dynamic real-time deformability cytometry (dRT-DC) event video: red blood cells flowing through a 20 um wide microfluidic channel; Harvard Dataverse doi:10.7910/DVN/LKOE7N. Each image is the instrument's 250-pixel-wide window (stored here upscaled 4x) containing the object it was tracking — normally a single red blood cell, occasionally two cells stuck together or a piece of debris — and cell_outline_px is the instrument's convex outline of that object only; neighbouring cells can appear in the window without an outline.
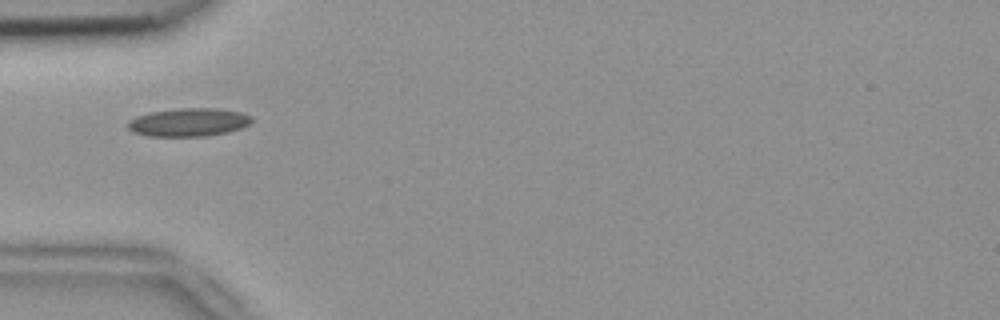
{"species": "common noctule bat (a hibernating species)", "species_latin": "Nyctalus noctula", "temperature_condition": "room temperature", "stored_images_in_passage": 37, "camera_frame_rate_fps": 3000, "um_per_image_px": 0.085, "animal": {"sex": "female", "body_mass_g": 18.4}, "frame": {"image": 1, "passage_image": 1, "time_ms": 0.0, "image_size_px": [1000, 320], "cell_outline_px": [[252, 120], [248, 124], [240, 128], [228, 132], [204, 136], [148, 136], [132, 132], [128, 128], [128, 120], [136, 116], [148, 112], [180, 108], [216, 108], [240, 112], [252, 116]], "centroid_in_image_um": [15.99, 10.39], "position_along_channel_um": 69.0, "area_um2": 20.4}}
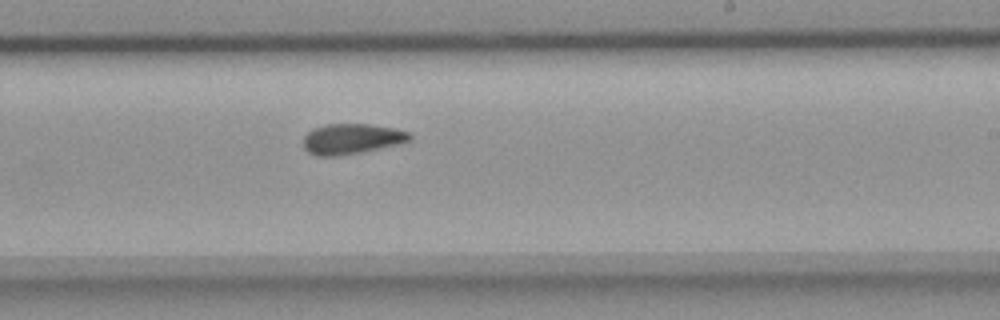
{"frame": {"image": 2, "passage_image": 16, "time_ms": 5.0, "image_size_px": [1000, 320], "cell_outline_px": [[412, 140], [400, 144], [360, 152], [336, 156], [316, 156], [308, 152], [304, 148], [304, 136], [312, 128], [324, 124], [368, 124], [396, 128], [408, 132], [412, 136]], "centroid_in_image_um": [29.89, 11.8], "position_along_channel_um": 259.1, "area_um2": 18.96}}
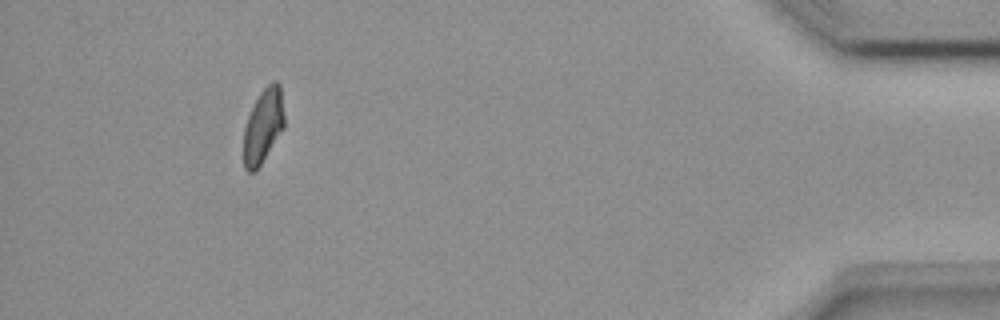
{"frame": {"image": 3, "passage_image": 33, "time_ms": 10.667, "image_size_px": [1000, 320], "cell_outline_px": [[284, 128], [260, 164], [252, 172], [248, 172], [244, 168], [244, 128], [248, 116], [260, 92], [272, 80], [276, 80], [280, 84], [284, 116]], "centroid_in_image_um": [22.38, 10.67], "position_along_channel_um": 412.8, "area_um2": 17.34}, "authors_computed_cell_mechanics": {"area_um2": 18.5538, "velocity_mm_per_s": 3.8168, "shape_relaxation_time_tau1_ms": null, "shape_relaxation_time_tau2_ms": 3.4687, "deformation_change_tau1": null, "deformation_change_tau2": 0.0798}}